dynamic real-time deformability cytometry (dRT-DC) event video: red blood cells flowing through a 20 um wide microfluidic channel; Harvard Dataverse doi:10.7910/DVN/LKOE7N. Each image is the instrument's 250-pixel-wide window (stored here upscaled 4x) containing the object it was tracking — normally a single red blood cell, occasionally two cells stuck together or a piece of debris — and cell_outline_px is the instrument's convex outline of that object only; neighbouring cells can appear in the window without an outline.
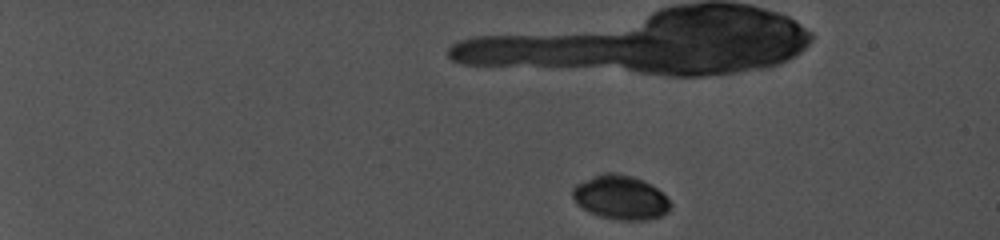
{"species": "common noctule bat (a hibernating species)", "species_latin": "Nyctalus noctula", "temperature_condition": "cold", "stored_images_in_passage": 9, "camera_frame_rate_fps": 5000, "um_per_image_px": 0.085, "animal": {"sex": "female", "body_mass_g": 19.0, "forearm_length_mm": 56.7}, "frame": {"image": 1, "passage_image": 1, "time_ms": 0.0, "image_size_px": [1000, 240], "cell_outline_px": [[672, 204], [668, 212], [660, 216], [648, 220], [616, 220], [600, 216], [588, 212], [572, 196], [572, 188], [576, 184], [604, 172], [616, 172], [632, 176], [644, 180], [656, 188]], "centroid_in_image_um": [52.76, 16.78], "position_along_channel_um": 32.2, "area_um2": 25.03}}
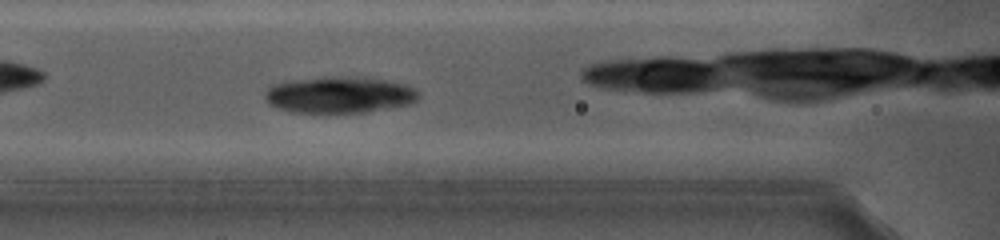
{"frame": {"image": 2, "passage_image": 8, "time_ms": 6.8, "image_size_px": [1000, 240], "cell_outline_px": [[420, 96], [412, 104], [364, 112], [292, 112], [276, 108], [268, 104], [264, 100], [264, 92], [272, 84], [288, 80], [332, 76], [364, 76], [388, 80], [404, 84], [416, 88], [420, 92]], "centroid_in_image_um": [28.85, 8.04], "position_along_channel_um": 137.8, "area_um2": 33.29}}